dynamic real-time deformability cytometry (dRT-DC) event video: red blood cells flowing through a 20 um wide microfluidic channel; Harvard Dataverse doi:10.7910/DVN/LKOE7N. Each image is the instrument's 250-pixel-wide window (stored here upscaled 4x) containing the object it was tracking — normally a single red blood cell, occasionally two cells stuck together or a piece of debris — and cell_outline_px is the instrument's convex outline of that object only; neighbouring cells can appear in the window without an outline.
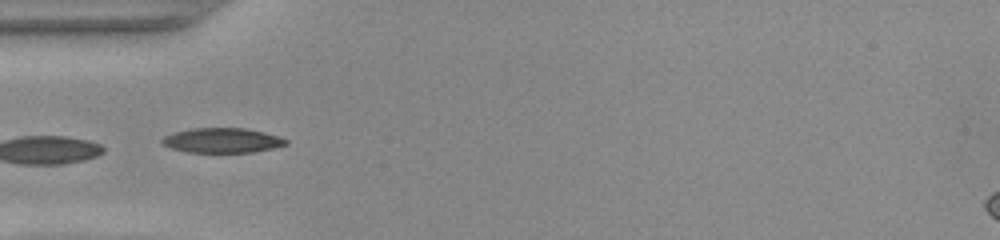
{"species": "common noctule bat (a hibernating species)", "species_latin": "Nyctalus noctula", "temperature_condition": "warm", "stored_images_in_passage": 5, "camera_frame_rate_fps": 3000, "um_per_image_px": 0.085, "animal": {"sex": "female", "body_mass_g": 22.0, "forearm_length_mm": 56.7}, "frame": {"image": 1, "passage_image": 1, "time_ms": 0.0, "image_size_px": [1000, 240], "cell_outline_px": [[288, 144], [272, 148], [252, 152], [188, 152], [172, 148], [160, 144], [160, 140], [164, 136], [172, 132], [192, 128], [244, 128], [264, 132], [280, 136], [288, 140]], "centroid_in_image_um": [18.86, 11.92], "position_along_channel_um": 66.1, "area_um2": 17.98}}